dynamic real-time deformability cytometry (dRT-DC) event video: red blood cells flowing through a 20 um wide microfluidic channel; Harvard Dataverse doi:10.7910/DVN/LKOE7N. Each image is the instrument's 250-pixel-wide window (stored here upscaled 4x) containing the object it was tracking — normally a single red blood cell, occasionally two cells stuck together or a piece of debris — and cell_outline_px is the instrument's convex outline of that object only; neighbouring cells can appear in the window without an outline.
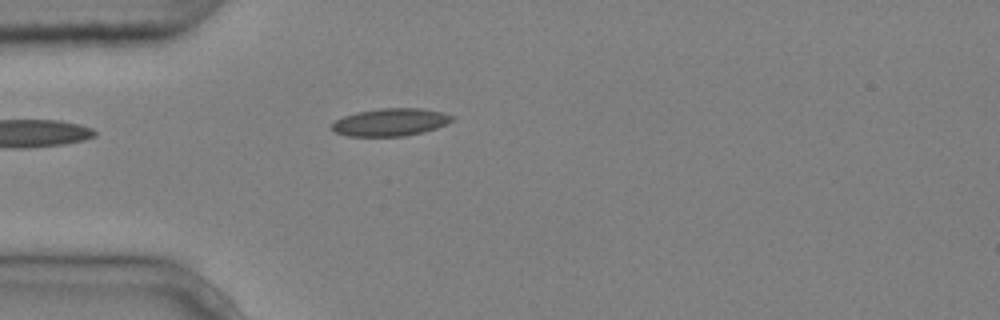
{"species": "common noctule bat (a hibernating species)", "species_latin": "Nyctalus noctula", "temperature_condition": "cold", "stored_images_in_passage": 2, "camera_frame_rate_fps": 3000, "um_per_image_px": 0.085, "animal": {"sex": "male", "body_mass_g": 20.4}, "frame": {"image": 1, "passage_image": 2, "time_ms": 0.333, "image_size_px": [1000, 320], "cell_outline_px": [[456, 116], [452, 120], [436, 128], [424, 132], [404, 136], [348, 136], [336, 132], [332, 128], [332, 124], [336, 120], [344, 116], [356, 112], [380, 108], [420, 108], [444, 112]], "centroid_in_image_um": [33.21, 10.38], "position_along_channel_um": 51.8, "area_um2": 19.31}}